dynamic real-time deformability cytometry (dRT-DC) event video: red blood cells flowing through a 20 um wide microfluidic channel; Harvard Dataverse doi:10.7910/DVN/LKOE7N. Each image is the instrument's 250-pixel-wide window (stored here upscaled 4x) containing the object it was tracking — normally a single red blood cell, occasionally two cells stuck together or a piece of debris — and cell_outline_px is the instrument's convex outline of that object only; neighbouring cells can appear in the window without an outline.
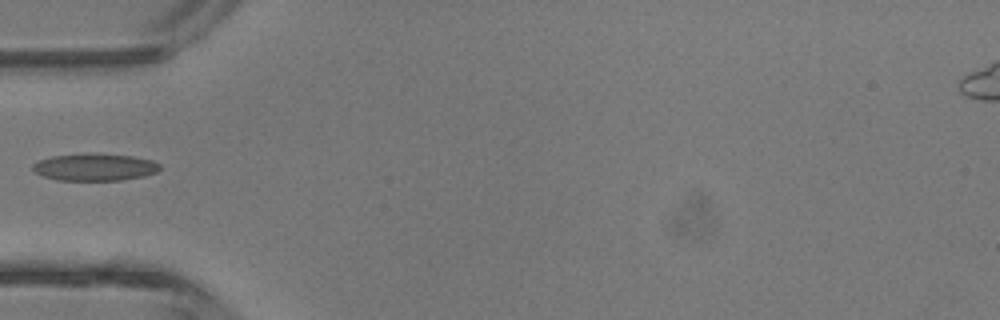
{"species": "common noctule bat (a hibernating species)", "species_latin": "Nyctalus noctula", "temperature_condition": "room temperature", "stored_images_in_passage": 3, "camera_frame_rate_fps": 3000, "um_per_image_px": 0.085, "animal": {"sex": "male", "body_mass_g": 13.3}, "frame": {"image": 1, "passage_image": 3, "time_ms": 3.333, "image_size_px": [1000, 320], "cell_outline_px": [[160, 168], [156, 172], [144, 176], [120, 180], [56, 180], [32, 172], [32, 164], [40, 160], [52, 156], [132, 156], [152, 160], [160, 164]], "centroid_in_image_um": [8.04, 14.25], "position_along_channel_um": 77.0, "area_um2": 19.19}}